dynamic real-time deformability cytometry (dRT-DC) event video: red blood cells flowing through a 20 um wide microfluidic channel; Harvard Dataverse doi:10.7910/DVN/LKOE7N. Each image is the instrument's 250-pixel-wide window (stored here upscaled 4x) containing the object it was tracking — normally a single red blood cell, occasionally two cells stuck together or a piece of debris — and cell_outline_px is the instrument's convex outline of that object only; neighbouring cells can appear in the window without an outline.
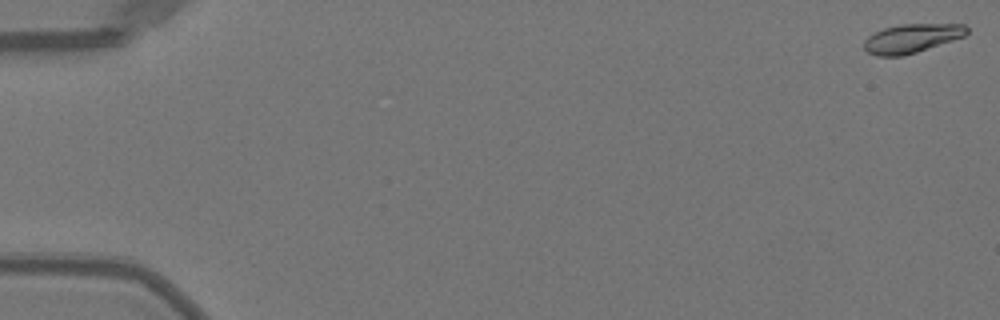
{"species": "Egyptian fruit bat (a non-hibernating species)", "species_latin": "Rousettus aegyptiacus", "temperature_condition": "warm", "stored_images_in_passage": 52, "camera_frame_rate_fps": 3000, "um_per_image_px": 0.085, "animal": {"sex": "female"}, "frame": {"image": 1, "passage_image": 1, "time_ms": 0.0, "image_size_px": [1000, 320], "cell_outline_px": [[968, 32], [964, 36], [904, 56], [876, 56], [868, 52], [864, 48], [864, 40], [868, 36], [884, 28], [900, 24], [964, 24], [968, 28]], "centroid_in_image_um": [77.48, 3.26], "position_along_channel_um": 7.5, "area_um2": 17.17}}
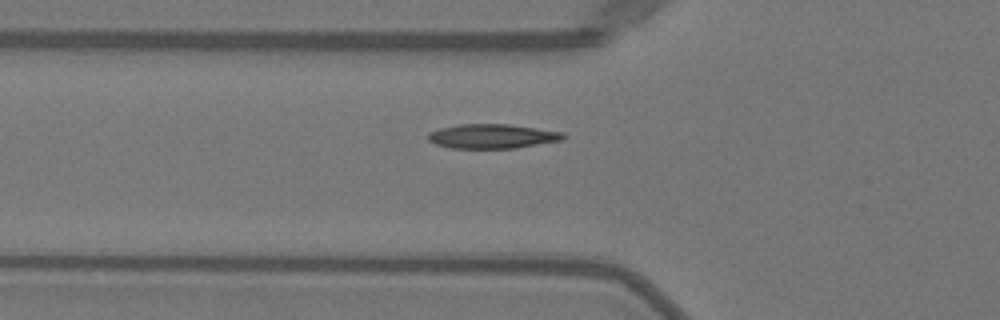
{"frame": {"image": 2, "passage_image": 19, "time_ms": 6.0, "image_size_px": [1000, 320], "cell_outline_px": [[568, 136], [564, 140], [516, 148], [452, 148], [436, 144], [428, 140], [428, 132], [440, 128], [460, 124], [508, 124], [564, 132]], "centroid_in_image_um": [41.89, 11.58], "position_along_channel_um": 83.9, "area_um2": 19.31}}
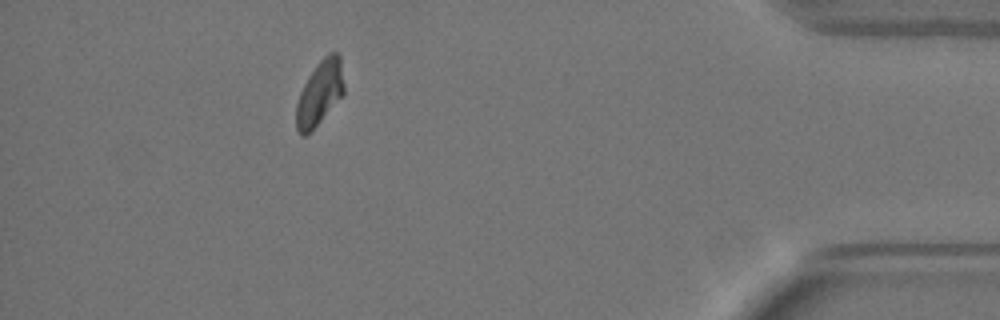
{"frame": {"image": 3, "passage_image": 47, "time_ms": 15.333, "image_size_px": [1000, 320], "cell_outline_px": [[344, 92], [320, 120], [304, 136], [300, 136], [296, 128], [296, 104], [300, 92], [308, 76], [320, 60], [328, 52], [336, 52], [340, 56], [344, 84]], "centroid_in_image_um": [27.16, 7.86], "position_along_channel_um": 408.0, "area_um2": 17.51}, "authors_computed_cell_mechanics": {"area_um2": 18.0047, "velocity_mm_per_s": 3.9814, "shape_relaxation_time_tau1_ms": 3.8362, "shape_relaxation_time_tau2_ms": 2.9072, "deformation_change_tau1": 0.1505, "deformation_change_tau2": 0.0573}}